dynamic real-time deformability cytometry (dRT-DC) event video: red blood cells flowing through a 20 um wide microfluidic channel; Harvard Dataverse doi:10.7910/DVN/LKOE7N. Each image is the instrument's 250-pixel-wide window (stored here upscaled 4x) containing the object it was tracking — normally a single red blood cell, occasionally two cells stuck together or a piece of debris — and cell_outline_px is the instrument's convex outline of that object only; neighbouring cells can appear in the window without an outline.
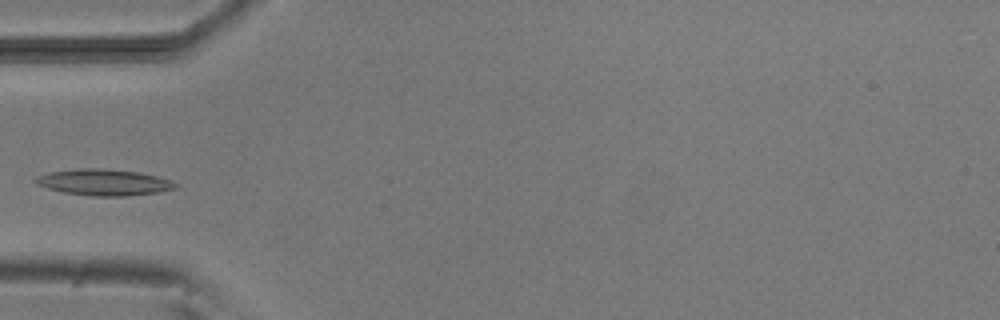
{"species": "common noctule bat (a hibernating species)", "species_latin": "Nyctalus noctula", "temperature_condition": "room temperature", "stored_images_in_passage": 5, "camera_frame_rate_fps": 3000, "um_per_image_px": 0.085, "animal": {"sex": "male", "body_mass_g": 20.5, "forearm_length_mm": 52.5}, "frame": {"image": 1, "passage_image": 4, "time_ms": 4.333, "image_size_px": [1000, 320], "cell_outline_px": [[180, 184], [176, 188], [160, 192], [128, 196], [92, 196], [64, 192], [48, 188], [36, 184], [32, 180], [36, 176], [48, 172], [76, 168], [100, 168], [136, 172], [156, 176], [172, 180]], "centroid_in_image_um": [8.83, 15.49], "position_along_channel_um": 76.2, "area_um2": 21.56}}